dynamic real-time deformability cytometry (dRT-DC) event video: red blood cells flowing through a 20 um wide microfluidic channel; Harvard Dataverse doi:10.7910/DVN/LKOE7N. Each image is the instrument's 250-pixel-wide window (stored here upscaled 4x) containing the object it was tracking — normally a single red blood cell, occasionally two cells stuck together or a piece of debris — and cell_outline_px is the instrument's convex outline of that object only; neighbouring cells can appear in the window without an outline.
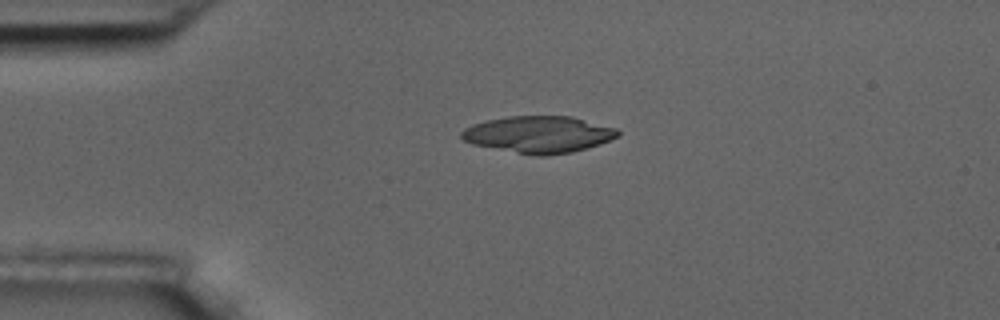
{"species": "common noctule bat (a hibernating species)", "species_latin": "Nyctalus noctula", "temperature_condition": "room temperature", "stored_images_in_passage": 5, "camera_frame_rate_fps": 3000, "um_per_image_px": 0.085, "animal": {"sex": "male", "body_mass_g": 17.5, "forearm_length_mm": 52.3}, "frame": {"image": 1, "passage_image": 5, "time_ms": 5.333, "image_size_px": [1000, 320], "cell_outline_px": [[620, 136], [600, 144], [572, 152], [548, 156], [536, 156], [472, 144], [464, 140], [460, 136], [460, 132], [464, 128], [472, 124], [488, 120], [508, 116], [572, 116], [616, 128], [620, 132]], "centroid_in_image_um": [45.79, 11.43], "position_along_channel_um": 39.2, "area_um2": 33.58}}